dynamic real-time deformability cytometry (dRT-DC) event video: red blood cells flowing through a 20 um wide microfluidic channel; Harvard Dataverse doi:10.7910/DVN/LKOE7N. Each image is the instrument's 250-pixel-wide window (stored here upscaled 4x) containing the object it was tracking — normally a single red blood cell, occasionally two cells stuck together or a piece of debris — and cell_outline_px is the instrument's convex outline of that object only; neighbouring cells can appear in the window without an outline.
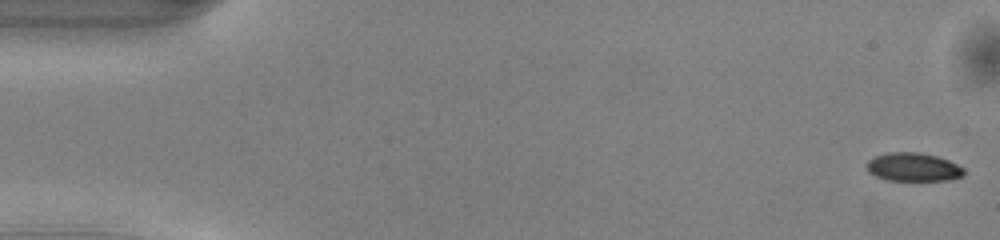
{"species": "common noctule bat (a hibernating species)", "species_latin": "Nyctalus noctula", "temperature_condition": "warm", "stored_images_in_passage": 50, "camera_frame_rate_fps": 3000, "um_per_image_px": 0.085, "animal": {"sex": "male", "body_mass_g": 13.0, "forearm_length_mm": 53.1}, "frame": {"image": 1, "passage_image": 1, "time_ms": 0.0, "image_size_px": [1000, 240], "cell_outline_px": [[964, 176], [948, 180], [888, 180], [876, 176], [868, 172], [864, 164], [868, 160], [876, 156], [888, 152], [920, 152], [936, 156], [948, 160], [964, 168]], "centroid_in_image_um": [77.6, 14.2], "position_along_channel_um": 7.4, "area_um2": 16.18}}
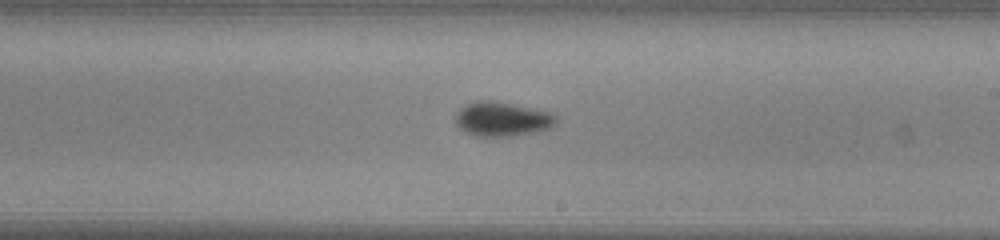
{"frame": {"image": 2, "passage_image": 29, "time_ms": 9.333, "image_size_px": [1000, 240], "cell_outline_px": [[556, 120], [548, 128], [532, 132], [508, 136], [476, 136], [460, 128], [456, 124], [456, 116], [460, 108], [476, 100], [492, 100], [548, 112], [556, 116]], "centroid_in_image_um": [42.62, 10.11], "position_along_channel_um": 246.4, "area_um2": 19.48}}
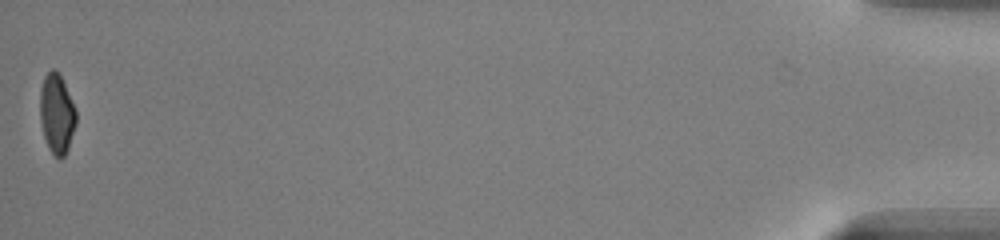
{"frame": {"image": 3, "passage_image": 50, "time_ms": 16.333, "image_size_px": [1000, 240], "cell_outline_px": [[76, 124], [68, 148], [64, 156], [60, 160], [48, 148], [44, 136], [40, 120], [40, 88], [44, 76], [52, 68], [60, 72], [76, 108]], "centroid_in_image_um": [4.83, 9.63], "position_along_channel_um": 430.4, "area_um2": 16.99}, "authors_computed_cell_mechanics": {"area_um2": 17.8891, "velocity_mm_per_s": 4.0946, "shape_relaxation_time_tau1_ms": 2.4415, "shape_relaxation_time_tau2_ms": 7.4269, "deformation_change_tau1": 0.1, "deformation_change_tau2": 0.104}}